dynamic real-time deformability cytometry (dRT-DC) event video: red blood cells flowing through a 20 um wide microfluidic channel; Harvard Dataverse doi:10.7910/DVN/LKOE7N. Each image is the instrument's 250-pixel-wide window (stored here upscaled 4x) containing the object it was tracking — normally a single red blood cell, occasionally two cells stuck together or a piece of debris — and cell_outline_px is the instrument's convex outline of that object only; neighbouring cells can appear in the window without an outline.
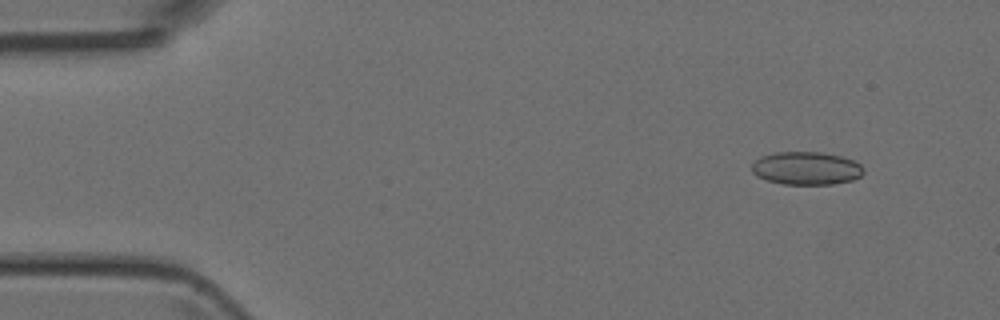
{"species": "Egyptian fruit bat (a non-hibernating species)", "species_latin": "Rousettus aegyptiacus", "temperature_condition": "room temperature", "stored_images_in_passage": 5, "camera_frame_rate_fps": 3000, "um_per_image_px": 0.085, "animal": {"sex": "female"}, "frame": {"image": 1, "passage_image": 2, "time_ms": 1.333, "image_size_px": [1000, 320], "cell_outline_px": [[864, 172], [860, 176], [852, 180], [832, 184], [784, 184], [768, 180], [756, 176], [752, 172], [752, 164], [756, 160], [772, 152], [820, 152], [840, 156], [852, 160], [860, 164], [864, 168]], "centroid_in_image_um": [68.54, 14.3], "position_along_channel_um": 16.5, "area_um2": 21.39}}
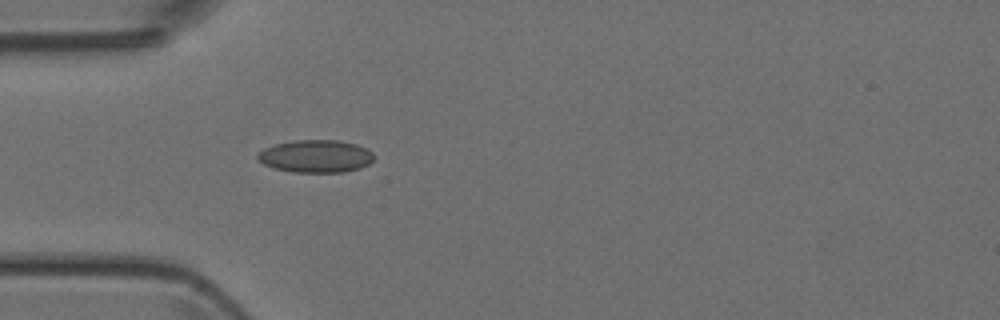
{"frame": {"image": 2, "passage_image": 5, "time_ms": 4.667, "image_size_px": [1000, 320], "cell_outline_px": [[376, 156], [368, 164], [360, 168], [344, 172], [292, 172], [276, 168], [264, 164], [256, 156], [264, 148], [276, 144], [292, 140], [340, 140], [356, 144], [372, 152]], "centroid_in_image_um": [26.86, 13.27], "position_along_channel_um": 58.1, "area_um2": 22.02}}